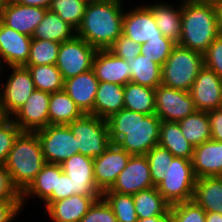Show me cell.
I'll list each match as a JSON object with an SVG mask.
<instances>
[{"mask_svg": "<svg viewBox=\"0 0 222 222\" xmlns=\"http://www.w3.org/2000/svg\"><path fill=\"white\" fill-rule=\"evenodd\" d=\"M71 180L73 195L102 196L94 181L93 158L76 154L61 164Z\"/></svg>", "mask_w": 222, "mask_h": 222, "instance_id": "obj_17", "label": "cell"}, {"mask_svg": "<svg viewBox=\"0 0 222 222\" xmlns=\"http://www.w3.org/2000/svg\"><path fill=\"white\" fill-rule=\"evenodd\" d=\"M196 110L188 91L177 90L163 84L155 89V114L161 121L179 122Z\"/></svg>", "mask_w": 222, "mask_h": 222, "instance_id": "obj_11", "label": "cell"}, {"mask_svg": "<svg viewBox=\"0 0 222 222\" xmlns=\"http://www.w3.org/2000/svg\"><path fill=\"white\" fill-rule=\"evenodd\" d=\"M124 109V86L109 82H99L93 106V115L108 119Z\"/></svg>", "mask_w": 222, "mask_h": 222, "instance_id": "obj_25", "label": "cell"}, {"mask_svg": "<svg viewBox=\"0 0 222 222\" xmlns=\"http://www.w3.org/2000/svg\"><path fill=\"white\" fill-rule=\"evenodd\" d=\"M92 70L99 82L125 86L130 82L131 70L126 60L113 55L109 50H98Z\"/></svg>", "mask_w": 222, "mask_h": 222, "instance_id": "obj_21", "label": "cell"}, {"mask_svg": "<svg viewBox=\"0 0 222 222\" xmlns=\"http://www.w3.org/2000/svg\"><path fill=\"white\" fill-rule=\"evenodd\" d=\"M63 172L60 164L46 163L30 185L22 192V207L28 198L40 199L43 203L56 190L57 176Z\"/></svg>", "mask_w": 222, "mask_h": 222, "instance_id": "obj_27", "label": "cell"}, {"mask_svg": "<svg viewBox=\"0 0 222 222\" xmlns=\"http://www.w3.org/2000/svg\"><path fill=\"white\" fill-rule=\"evenodd\" d=\"M46 164L36 132L21 131L4 164L12 182L22 193Z\"/></svg>", "mask_w": 222, "mask_h": 222, "instance_id": "obj_4", "label": "cell"}, {"mask_svg": "<svg viewBox=\"0 0 222 222\" xmlns=\"http://www.w3.org/2000/svg\"><path fill=\"white\" fill-rule=\"evenodd\" d=\"M111 207L118 222H137L133 195L105 191L101 196Z\"/></svg>", "mask_w": 222, "mask_h": 222, "instance_id": "obj_36", "label": "cell"}, {"mask_svg": "<svg viewBox=\"0 0 222 222\" xmlns=\"http://www.w3.org/2000/svg\"><path fill=\"white\" fill-rule=\"evenodd\" d=\"M21 132L17 124L9 117L0 125V165H4L13 143Z\"/></svg>", "mask_w": 222, "mask_h": 222, "instance_id": "obj_42", "label": "cell"}, {"mask_svg": "<svg viewBox=\"0 0 222 222\" xmlns=\"http://www.w3.org/2000/svg\"><path fill=\"white\" fill-rule=\"evenodd\" d=\"M24 67L30 71L37 90L49 93L63 90L64 79L56 64Z\"/></svg>", "mask_w": 222, "mask_h": 222, "instance_id": "obj_35", "label": "cell"}, {"mask_svg": "<svg viewBox=\"0 0 222 222\" xmlns=\"http://www.w3.org/2000/svg\"><path fill=\"white\" fill-rule=\"evenodd\" d=\"M175 45L176 43L168 38H153L141 44V55L147 56L162 67Z\"/></svg>", "mask_w": 222, "mask_h": 222, "instance_id": "obj_41", "label": "cell"}, {"mask_svg": "<svg viewBox=\"0 0 222 222\" xmlns=\"http://www.w3.org/2000/svg\"><path fill=\"white\" fill-rule=\"evenodd\" d=\"M151 187H154V185L146 155H131L113 187L106 191L133 195Z\"/></svg>", "mask_w": 222, "mask_h": 222, "instance_id": "obj_16", "label": "cell"}, {"mask_svg": "<svg viewBox=\"0 0 222 222\" xmlns=\"http://www.w3.org/2000/svg\"><path fill=\"white\" fill-rule=\"evenodd\" d=\"M2 5H3V1L0 0V17H1V12H2Z\"/></svg>", "mask_w": 222, "mask_h": 222, "instance_id": "obj_56", "label": "cell"}, {"mask_svg": "<svg viewBox=\"0 0 222 222\" xmlns=\"http://www.w3.org/2000/svg\"><path fill=\"white\" fill-rule=\"evenodd\" d=\"M47 10L46 8L22 5L12 0L4 1L0 21L17 32L32 37Z\"/></svg>", "mask_w": 222, "mask_h": 222, "instance_id": "obj_18", "label": "cell"}, {"mask_svg": "<svg viewBox=\"0 0 222 222\" xmlns=\"http://www.w3.org/2000/svg\"><path fill=\"white\" fill-rule=\"evenodd\" d=\"M211 139L214 141H222V107L208 112Z\"/></svg>", "mask_w": 222, "mask_h": 222, "instance_id": "obj_49", "label": "cell"}, {"mask_svg": "<svg viewBox=\"0 0 222 222\" xmlns=\"http://www.w3.org/2000/svg\"><path fill=\"white\" fill-rule=\"evenodd\" d=\"M49 125H68L83 113L63 90L50 93Z\"/></svg>", "mask_w": 222, "mask_h": 222, "instance_id": "obj_31", "label": "cell"}, {"mask_svg": "<svg viewBox=\"0 0 222 222\" xmlns=\"http://www.w3.org/2000/svg\"><path fill=\"white\" fill-rule=\"evenodd\" d=\"M168 217L169 216H155L146 219H138L137 222H170Z\"/></svg>", "mask_w": 222, "mask_h": 222, "instance_id": "obj_51", "label": "cell"}, {"mask_svg": "<svg viewBox=\"0 0 222 222\" xmlns=\"http://www.w3.org/2000/svg\"><path fill=\"white\" fill-rule=\"evenodd\" d=\"M219 6L195 0H182L179 45L204 53L219 37Z\"/></svg>", "mask_w": 222, "mask_h": 222, "instance_id": "obj_3", "label": "cell"}, {"mask_svg": "<svg viewBox=\"0 0 222 222\" xmlns=\"http://www.w3.org/2000/svg\"><path fill=\"white\" fill-rule=\"evenodd\" d=\"M146 5L154 14L156 25L161 33L178 44L181 38L182 0L178 2L177 7L160 1Z\"/></svg>", "mask_w": 222, "mask_h": 222, "instance_id": "obj_24", "label": "cell"}, {"mask_svg": "<svg viewBox=\"0 0 222 222\" xmlns=\"http://www.w3.org/2000/svg\"><path fill=\"white\" fill-rule=\"evenodd\" d=\"M196 177L192 161L173 157V160L156 187L159 193L171 204L193 200Z\"/></svg>", "mask_w": 222, "mask_h": 222, "instance_id": "obj_7", "label": "cell"}, {"mask_svg": "<svg viewBox=\"0 0 222 222\" xmlns=\"http://www.w3.org/2000/svg\"><path fill=\"white\" fill-rule=\"evenodd\" d=\"M218 20H219V36L222 38V6H219Z\"/></svg>", "mask_w": 222, "mask_h": 222, "instance_id": "obj_54", "label": "cell"}, {"mask_svg": "<svg viewBox=\"0 0 222 222\" xmlns=\"http://www.w3.org/2000/svg\"><path fill=\"white\" fill-rule=\"evenodd\" d=\"M98 85L99 81L91 69L64 80L63 89L83 114L93 115V106Z\"/></svg>", "mask_w": 222, "mask_h": 222, "instance_id": "obj_20", "label": "cell"}, {"mask_svg": "<svg viewBox=\"0 0 222 222\" xmlns=\"http://www.w3.org/2000/svg\"><path fill=\"white\" fill-rule=\"evenodd\" d=\"M73 195L71 180L64 172L57 176L56 190H53L52 195L44 202L45 208L52 202L65 199Z\"/></svg>", "mask_w": 222, "mask_h": 222, "instance_id": "obj_47", "label": "cell"}, {"mask_svg": "<svg viewBox=\"0 0 222 222\" xmlns=\"http://www.w3.org/2000/svg\"><path fill=\"white\" fill-rule=\"evenodd\" d=\"M130 157L131 154L111 143L103 154L93 159L94 181L102 193L113 187Z\"/></svg>", "mask_w": 222, "mask_h": 222, "instance_id": "obj_12", "label": "cell"}, {"mask_svg": "<svg viewBox=\"0 0 222 222\" xmlns=\"http://www.w3.org/2000/svg\"><path fill=\"white\" fill-rule=\"evenodd\" d=\"M101 196L72 195L50 203L45 212L53 222H80L93 203Z\"/></svg>", "mask_w": 222, "mask_h": 222, "instance_id": "obj_23", "label": "cell"}, {"mask_svg": "<svg viewBox=\"0 0 222 222\" xmlns=\"http://www.w3.org/2000/svg\"><path fill=\"white\" fill-rule=\"evenodd\" d=\"M173 157V154L168 149H165L159 145L153 147L146 154L154 187H157L163 180V176L169 168Z\"/></svg>", "mask_w": 222, "mask_h": 222, "instance_id": "obj_39", "label": "cell"}, {"mask_svg": "<svg viewBox=\"0 0 222 222\" xmlns=\"http://www.w3.org/2000/svg\"><path fill=\"white\" fill-rule=\"evenodd\" d=\"M205 222H222V214L206 212Z\"/></svg>", "mask_w": 222, "mask_h": 222, "instance_id": "obj_52", "label": "cell"}, {"mask_svg": "<svg viewBox=\"0 0 222 222\" xmlns=\"http://www.w3.org/2000/svg\"><path fill=\"white\" fill-rule=\"evenodd\" d=\"M195 1L222 6V0H195Z\"/></svg>", "mask_w": 222, "mask_h": 222, "instance_id": "obj_53", "label": "cell"}, {"mask_svg": "<svg viewBox=\"0 0 222 222\" xmlns=\"http://www.w3.org/2000/svg\"><path fill=\"white\" fill-rule=\"evenodd\" d=\"M23 209L22 201H0V222H13Z\"/></svg>", "mask_w": 222, "mask_h": 222, "instance_id": "obj_48", "label": "cell"}, {"mask_svg": "<svg viewBox=\"0 0 222 222\" xmlns=\"http://www.w3.org/2000/svg\"><path fill=\"white\" fill-rule=\"evenodd\" d=\"M60 44L57 41L32 39L29 59L24 66L56 64Z\"/></svg>", "mask_w": 222, "mask_h": 222, "instance_id": "obj_38", "label": "cell"}, {"mask_svg": "<svg viewBox=\"0 0 222 222\" xmlns=\"http://www.w3.org/2000/svg\"><path fill=\"white\" fill-rule=\"evenodd\" d=\"M5 70L11 69L5 84L0 86V106L8 117L26 103L29 96L36 89L31 73L24 66H7ZM10 68V69H9Z\"/></svg>", "mask_w": 222, "mask_h": 222, "instance_id": "obj_10", "label": "cell"}, {"mask_svg": "<svg viewBox=\"0 0 222 222\" xmlns=\"http://www.w3.org/2000/svg\"><path fill=\"white\" fill-rule=\"evenodd\" d=\"M107 124L111 143L131 155H146L159 143L161 120L156 114L122 109L110 116Z\"/></svg>", "mask_w": 222, "mask_h": 222, "instance_id": "obj_1", "label": "cell"}, {"mask_svg": "<svg viewBox=\"0 0 222 222\" xmlns=\"http://www.w3.org/2000/svg\"><path fill=\"white\" fill-rule=\"evenodd\" d=\"M98 50L75 35L60 44L56 66L64 80L92 69Z\"/></svg>", "mask_w": 222, "mask_h": 222, "instance_id": "obj_8", "label": "cell"}, {"mask_svg": "<svg viewBox=\"0 0 222 222\" xmlns=\"http://www.w3.org/2000/svg\"><path fill=\"white\" fill-rule=\"evenodd\" d=\"M204 66L222 79V38L217 37L203 53Z\"/></svg>", "mask_w": 222, "mask_h": 222, "instance_id": "obj_45", "label": "cell"}, {"mask_svg": "<svg viewBox=\"0 0 222 222\" xmlns=\"http://www.w3.org/2000/svg\"><path fill=\"white\" fill-rule=\"evenodd\" d=\"M158 145L168 149L174 157L192 160L194 146L186 140L178 122L161 121Z\"/></svg>", "mask_w": 222, "mask_h": 222, "instance_id": "obj_28", "label": "cell"}, {"mask_svg": "<svg viewBox=\"0 0 222 222\" xmlns=\"http://www.w3.org/2000/svg\"><path fill=\"white\" fill-rule=\"evenodd\" d=\"M50 93L35 89L11 117L21 131L35 132L49 125Z\"/></svg>", "mask_w": 222, "mask_h": 222, "instance_id": "obj_13", "label": "cell"}, {"mask_svg": "<svg viewBox=\"0 0 222 222\" xmlns=\"http://www.w3.org/2000/svg\"><path fill=\"white\" fill-rule=\"evenodd\" d=\"M191 161L196 179L222 176V141L210 139L194 147Z\"/></svg>", "mask_w": 222, "mask_h": 222, "instance_id": "obj_22", "label": "cell"}, {"mask_svg": "<svg viewBox=\"0 0 222 222\" xmlns=\"http://www.w3.org/2000/svg\"><path fill=\"white\" fill-rule=\"evenodd\" d=\"M123 0H98L87 3L76 35L97 50H107L122 34Z\"/></svg>", "mask_w": 222, "mask_h": 222, "instance_id": "obj_2", "label": "cell"}, {"mask_svg": "<svg viewBox=\"0 0 222 222\" xmlns=\"http://www.w3.org/2000/svg\"><path fill=\"white\" fill-rule=\"evenodd\" d=\"M170 222H205L206 212L194 201H184L171 205Z\"/></svg>", "mask_w": 222, "mask_h": 222, "instance_id": "obj_40", "label": "cell"}, {"mask_svg": "<svg viewBox=\"0 0 222 222\" xmlns=\"http://www.w3.org/2000/svg\"><path fill=\"white\" fill-rule=\"evenodd\" d=\"M0 201H22V193L12 182L4 165H0Z\"/></svg>", "mask_w": 222, "mask_h": 222, "instance_id": "obj_46", "label": "cell"}, {"mask_svg": "<svg viewBox=\"0 0 222 222\" xmlns=\"http://www.w3.org/2000/svg\"><path fill=\"white\" fill-rule=\"evenodd\" d=\"M80 222H118L113 210L101 197L89 208Z\"/></svg>", "mask_w": 222, "mask_h": 222, "instance_id": "obj_44", "label": "cell"}, {"mask_svg": "<svg viewBox=\"0 0 222 222\" xmlns=\"http://www.w3.org/2000/svg\"><path fill=\"white\" fill-rule=\"evenodd\" d=\"M140 46L141 44L135 42L122 33L107 50L119 58L130 60L132 57H136L141 54Z\"/></svg>", "mask_w": 222, "mask_h": 222, "instance_id": "obj_43", "label": "cell"}, {"mask_svg": "<svg viewBox=\"0 0 222 222\" xmlns=\"http://www.w3.org/2000/svg\"><path fill=\"white\" fill-rule=\"evenodd\" d=\"M9 117L5 114L2 107L0 106V125L3 124Z\"/></svg>", "mask_w": 222, "mask_h": 222, "instance_id": "obj_55", "label": "cell"}, {"mask_svg": "<svg viewBox=\"0 0 222 222\" xmlns=\"http://www.w3.org/2000/svg\"><path fill=\"white\" fill-rule=\"evenodd\" d=\"M197 110L210 112L222 107V79L205 66L189 91Z\"/></svg>", "mask_w": 222, "mask_h": 222, "instance_id": "obj_15", "label": "cell"}, {"mask_svg": "<svg viewBox=\"0 0 222 222\" xmlns=\"http://www.w3.org/2000/svg\"><path fill=\"white\" fill-rule=\"evenodd\" d=\"M193 200L205 212L222 214V176L196 179Z\"/></svg>", "mask_w": 222, "mask_h": 222, "instance_id": "obj_26", "label": "cell"}, {"mask_svg": "<svg viewBox=\"0 0 222 222\" xmlns=\"http://www.w3.org/2000/svg\"><path fill=\"white\" fill-rule=\"evenodd\" d=\"M35 132L46 163L61 165L72 155L79 154L76 137L68 125H48Z\"/></svg>", "mask_w": 222, "mask_h": 222, "instance_id": "obj_9", "label": "cell"}, {"mask_svg": "<svg viewBox=\"0 0 222 222\" xmlns=\"http://www.w3.org/2000/svg\"><path fill=\"white\" fill-rule=\"evenodd\" d=\"M138 219L155 216H169L171 204L159 193L156 187L133 194Z\"/></svg>", "mask_w": 222, "mask_h": 222, "instance_id": "obj_29", "label": "cell"}, {"mask_svg": "<svg viewBox=\"0 0 222 222\" xmlns=\"http://www.w3.org/2000/svg\"><path fill=\"white\" fill-rule=\"evenodd\" d=\"M124 109L145 115L155 114V89L128 82L124 86Z\"/></svg>", "mask_w": 222, "mask_h": 222, "instance_id": "obj_32", "label": "cell"}, {"mask_svg": "<svg viewBox=\"0 0 222 222\" xmlns=\"http://www.w3.org/2000/svg\"><path fill=\"white\" fill-rule=\"evenodd\" d=\"M131 70L130 82L156 89L161 84L162 67L147 56L137 55L126 60Z\"/></svg>", "mask_w": 222, "mask_h": 222, "instance_id": "obj_33", "label": "cell"}, {"mask_svg": "<svg viewBox=\"0 0 222 222\" xmlns=\"http://www.w3.org/2000/svg\"><path fill=\"white\" fill-rule=\"evenodd\" d=\"M203 67L202 53L176 44L162 65L161 84L189 92Z\"/></svg>", "mask_w": 222, "mask_h": 222, "instance_id": "obj_5", "label": "cell"}, {"mask_svg": "<svg viewBox=\"0 0 222 222\" xmlns=\"http://www.w3.org/2000/svg\"><path fill=\"white\" fill-rule=\"evenodd\" d=\"M87 3V0H52L48 9L77 30L82 23Z\"/></svg>", "mask_w": 222, "mask_h": 222, "instance_id": "obj_37", "label": "cell"}, {"mask_svg": "<svg viewBox=\"0 0 222 222\" xmlns=\"http://www.w3.org/2000/svg\"><path fill=\"white\" fill-rule=\"evenodd\" d=\"M122 33L139 44L153 38H166L155 22L154 14L146 4L124 11Z\"/></svg>", "mask_w": 222, "mask_h": 222, "instance_id": "obj_14", "label": "cell"}, {"mask_svg": "<svg viewBox=\"0 0 222 222\" xmlns=\"http://www.w3.org/2000/svg\"><path fill=\"white\" fill-rule=\"evenodd\" d=\"M181 132L194 147L211 139V127L208 112L196 110L178 122Z\"/></svg>", "mask_w": 222, "mask_h": 222, "instance_id": "obj_34", "label": "cell"}, {"mask_svg": "<svg viewBox=\"0 0 222 222\" xmlns=\"http://www.w3.org/2000/svg\"><path fill=\"white\" fill-rule=\"evenodd\" d=\"M16 3L48 9L52 0H12Z\"/></svg>", "mask_w": 222, "mask_h": 222, "instance_id": "obj_50", "label": "cell"}, {"mask_svg": "<svg viewBox=\"0 0 222 222\" xmlns=\"http://www.w3.org/2000/svg\"><path fill=\"white\" fill-rule=\"evenodd\" d=\"M75 35L76 30L71 25L64 22L58 14L48 9L44 18L36 27L32 39H42L62 43L73 38Z\"/></svg>", "mask_w": 222, "mask_h": 222, "instance_id": "obj_30", "label": "cell"}, {"mask_svg": "<svg viewBox=\"0 0 222 222\" xmlns=\"http://www.w3.org/2000/svg\"><path fill=\"white\" fill-rule=\"evenodd\" d=\"M77 140L79 154L96 158L111 144L107 120L92 114H83L68 124Z\"/></svg>", "mask_w": 222, "mask_h": 222, "instance_id": "obj_6", "label": "cell"}, {"mask_svg": "<svg viewBox=\"0 0 222 222\" xmlns=\"http://www.w3.org/2000/svg\"><path fill=\"white\" fill-rule=\"evenodd\" d=\"M3 70H4V68H0V77H1L0 79H2L1 75H2V73H4Z\"/></svg>", "mask_w": 222, "mask_h": 222, "instance_id": "obj_57", "label": "cell"}, {"mask_svg": "<svg viewBox=\"0 0 222 222\" xmlns=\"http://www.w3.org/2000/svg\"><path fill=\"white\" fill-rule=\"evenodd\" d=\"M32 37L21 34L0 21V68L24 66L30 55Z\"/></svg>", "mask_w": 222, "mask_h": 222, "instance_id": "obj_19", "label": "cell"}]
</instances>
